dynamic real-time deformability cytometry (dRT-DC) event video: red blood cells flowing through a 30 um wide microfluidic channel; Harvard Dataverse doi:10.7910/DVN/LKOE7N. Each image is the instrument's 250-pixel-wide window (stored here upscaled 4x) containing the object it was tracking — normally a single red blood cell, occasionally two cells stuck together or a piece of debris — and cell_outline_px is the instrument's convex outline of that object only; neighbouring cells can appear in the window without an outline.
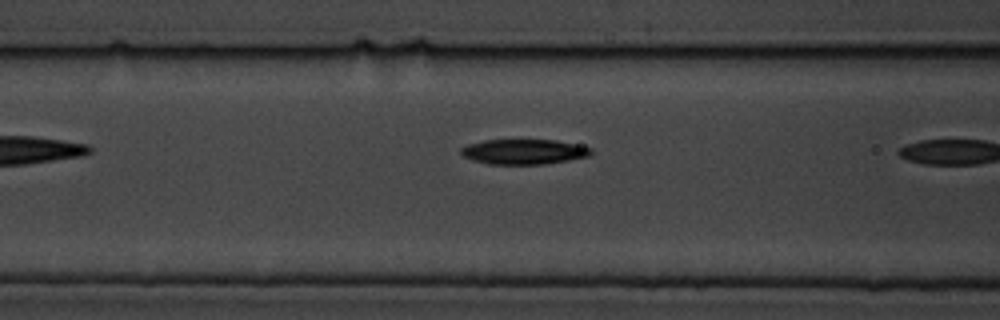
{"species": "common noctule bat (a hibernating species)", "species_latin": "Nyctalus noctula", "temperature_condition": "cold", "stored_images_in_passage": 9, "camera_frame_rate_fps": 3000, "um_per_image_px": 0.085, "animal": {"sex": "male", "body_mass_g": 19.5, "forearm_length_mm": 54.6}, "frame": {"image": 1, "passage_image": 8, "time_ms": 2.333, "image_size_px": [1000, 320], "cell_outline_px": [[592, 152], [588, 156], [568, 160], [544, 164], [488, 164], [472, 160], [464, 156], [460, 152], [460, 148], [468, 144], [484, 140], [556, 140], [592, 148]], "centroid_in_image_um": [44.49, 12.89], "position_along_channel_um": 122.1, "area_um2": 18.9}}